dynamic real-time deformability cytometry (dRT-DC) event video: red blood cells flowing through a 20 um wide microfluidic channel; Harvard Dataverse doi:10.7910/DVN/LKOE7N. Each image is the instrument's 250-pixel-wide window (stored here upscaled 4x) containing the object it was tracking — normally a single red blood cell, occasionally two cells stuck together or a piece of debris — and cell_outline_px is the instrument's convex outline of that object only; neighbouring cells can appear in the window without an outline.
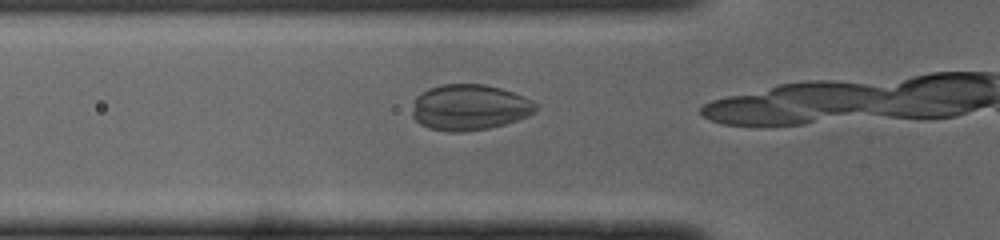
{"species": "common noctule bat (a hibernating species)", "species_latin": "Nyctalus noctula", "temperature_condition": "cold", "stored_images_in_passage": 5, "camera_frame_rate_fps": 3000, "um_per_image_px": 0.085, "animal": {"sex": "male", "body_mass_g": 19.0, "forearm_length_mm": 50.8}, "frame": {"image": 1, "passage_image": 3, "time_ms": 0.667, "image_size_px": [1000, 240], "cell_outline_px": [[540, 104], [536, 112], [528, 116], [504, 124], [488, 128], [464, 132], [448, 132], [428, 128], [420, 124], [412, 116], [412, 112], [416, 100], [428, 88], [444, 84], [484, 84], [500, 88], [524, 96]], "centroid_in_image_um": [39.96, 9.13], "position_along_channel_um": 85.8, "area_um2": 33.0}}